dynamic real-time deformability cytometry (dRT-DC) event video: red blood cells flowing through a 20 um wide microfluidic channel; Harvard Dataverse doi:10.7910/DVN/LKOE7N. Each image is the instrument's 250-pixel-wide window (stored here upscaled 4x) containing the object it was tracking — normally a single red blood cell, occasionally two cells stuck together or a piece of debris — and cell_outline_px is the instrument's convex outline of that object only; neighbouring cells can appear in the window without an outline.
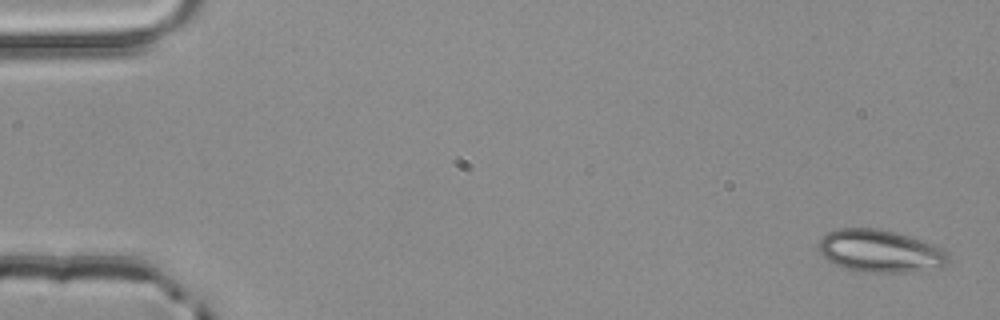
{"species": "common noctule bat (a hibernating species)", "species_latin": "Nyctalus noctula", "temperature_condition": "room temperature", "stored_images_in_passage": 4, "camera_frame_rate_fps": 3000, "um_per_image_px": 0.085, "animal": {"sex": "male", "body_mass_g": 20.4}, "frame": {"image": 1, "passage_image": 1, "time_ms": 0.0, "image_size_px": [1000, 320], "cell_outline_px": [[948, 260], [940, 268], [908, 272], [864, 272], [848, 268], [836, 264], [828, 260], [820, 252], [816, 244], [828, 232], [836, 228], [880, 228], [896, 232], [944, 248], [948, 252]], "centroid_in_image_um": [74.81, 21.33], "position_along_channel_um": 10.2, "area_um2": 32.08}}